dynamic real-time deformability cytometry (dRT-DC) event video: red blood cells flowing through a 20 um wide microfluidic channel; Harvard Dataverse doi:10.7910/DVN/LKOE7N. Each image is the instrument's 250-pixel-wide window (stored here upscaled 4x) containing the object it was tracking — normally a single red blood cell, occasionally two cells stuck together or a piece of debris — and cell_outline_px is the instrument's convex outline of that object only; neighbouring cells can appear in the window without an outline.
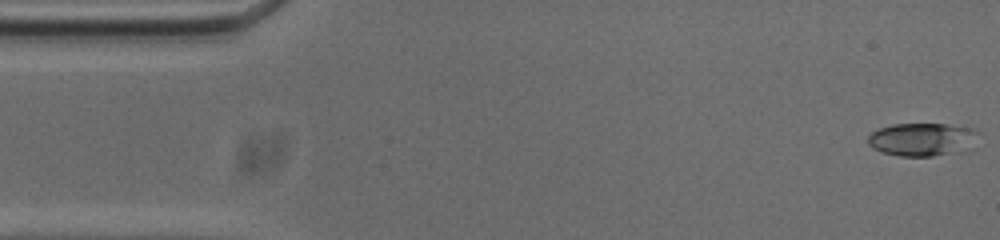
{"species": "common noctule bat (a hibernating species)", "species_latin": "Nyctalus noctula", "temperature_condition": "cold", "stored_images_in_passage": 53, "camera_frame_rate_fps": 3000, "um_per_image_px": 0.085, "animal": {"sex": "male", "body_mass_g": 20.0, "forearm_length_mm": 53.3}, "frame": {"image": 1, "passage_image": 1, "time_ms": 0.0, "image_size_px": [1000, 240], "cell_outline_px": [[980, 132], [972, 152], [932, 156], [900, 156], [884, 152], [872, 148], [868, 144], [868, 136], [872, 132], [880, 128], [892, 124], [948, 124], [972, 128]], "centroid_in_image_um": [78.51, 11.87], "position_along_channel_um": 6.5, "area_um2": 21.96}}
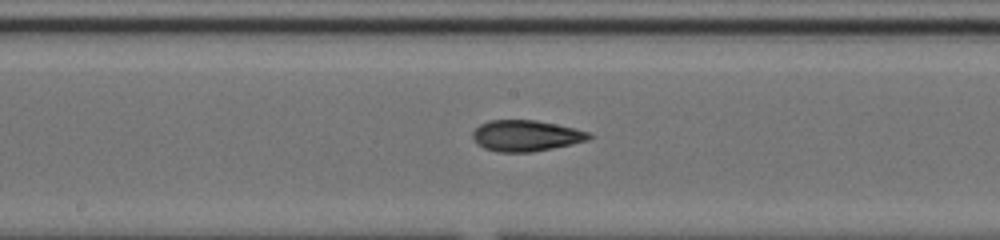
{"frame": {"image": 2, "passage_image": 26, "time_ms": 8.333, "image_size_px": [1000, 240], "cell_outline_px": [[596, 136], [588, 140], [572, 144], [532, 152], [496, 152], [484, 148], [476, 144], [472, 136], [472, 132], [480, 124], [488, 120], [536, 120], [576, 128], [588, 132]], "centroid_in_image_um": [44.71, 11.53], "position_along_channel_um": 203.5, "area_um2": 21.27}}
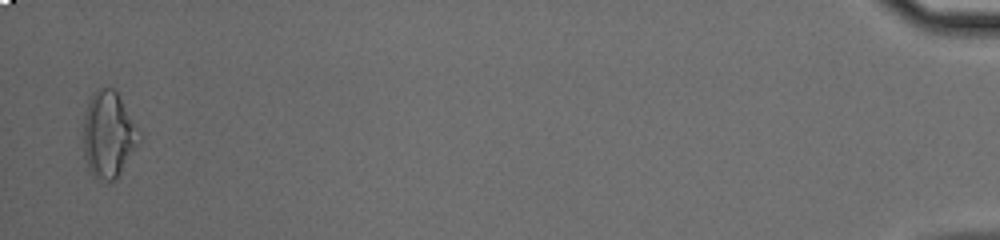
{"frame": {"image": 3, "passage_image": 52, "time_ms": 17.0, "image_size_px": [1000, 240], "cell_outline_px": [[144, 136], [116, 180], [100, 184], [92, 176], [88, 168], [84, 156], [84, 116], [88, 100], [92, 92], [96, 88], [112, 88], [116, 92]], "centroid_in_image_um": [9.23, 11.5], "position_along_channel_um": 426.0, "area_um2": 28.73}, "authors_computed_cell_mechanics": {"area_um2": 20.9814, "velocity_mm_per_s": 3.7513, "shape_relaxation_time_tau1_ms": 9.2286, "shape_relaxation_time_tau2_ms": 3.075, "deformation_change_tau1": 0.2238, "deformation_change_tau2": 0.1102}}